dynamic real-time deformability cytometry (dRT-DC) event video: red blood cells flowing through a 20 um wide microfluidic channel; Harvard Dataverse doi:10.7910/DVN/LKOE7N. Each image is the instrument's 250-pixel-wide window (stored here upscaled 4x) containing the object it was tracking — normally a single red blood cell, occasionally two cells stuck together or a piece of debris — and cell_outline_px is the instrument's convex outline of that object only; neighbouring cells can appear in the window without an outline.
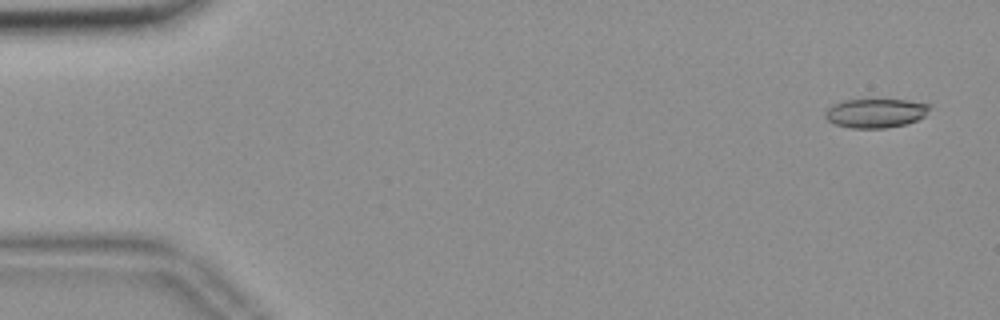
{"species": "common noctule bat (a hibernating species)", "species_latin": "Nyctalus noctula", "temperature_condition": "room temperature", "stored_images_in_passage": 56, "camera_frame_rate_fps": 3000, "um_per_image_px": 0.085, "animal": {"sex": "female", "body_mass_g": 18.4}, "frame": {"image": 1, "passage_image": 3, "time_ms": 0.667, "image_size_px": [1000, 320], "cell_outline_px": [[928, 108], [924, 116], [916, 120], [904, 124], [884, 128], [852, 128], [836, 124], [828, 120], [824, 116], [824, 112], [832, 104], [844, 100], [908, 100], [928, 104]], "centroid_in_image_um": [74.37, 9.61], "position_along_channel_um": 10.6, "area_um2": 17.4}}
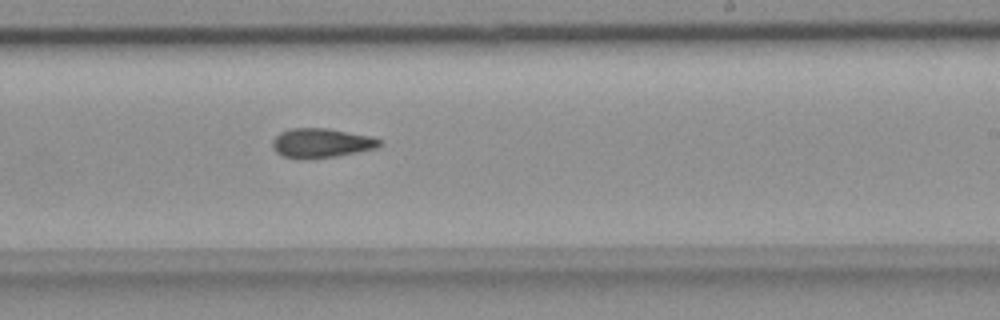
{"frame": {"image": 2, "passage_image": 34, "time_ms": 11.0, "image_size_px": [1000, 320], "cell_outline_px": [[380, 144], [376, 148], [336, 156], [308, 160], [304, 160], [284, 156], [276, 152], [272, 148], [272, 140], [280, 132], [292, 128], [328, 128], [372, 136], [380, 140]], "centroid_in_image_um": [27.27, 12.16], "position_along_channel_um": 261.7, "area_um2": 18.44}}
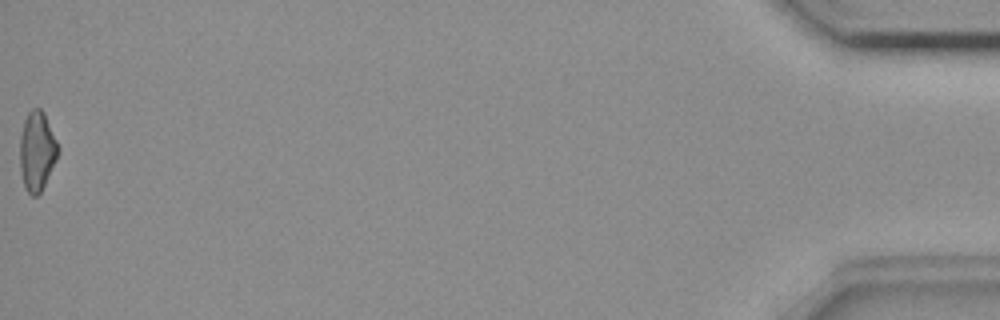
{"frame": {"image": 3, "passage_image": 56, "time_ms": 18.333, "image_size_px": [1000, 320], "cell_outline_px": [[60, 152], [40, 192], [36, 196], [32, 196], [28, 192], [24, 184], [20, 172], [20, 136], [24, 120], [28, 112], [32, 108], [40, 108], [44, 112], [60, 148]], "centroid_in_image_um": [3.15, 12.81], "position_along_channel_um": 432.1, "area_um2": 17.63}, "authors_computed_cell_mechanics": {"area_um2": 18.0336, "velocity_mm_per_s": 3.6981, "shape_relaxation_time_tau1_ms": null, "shape_relaxation_time_tau2_ms": 5.6717, "deformation_change_tau1": null, "deformation_change_tau2": 0.1494}}